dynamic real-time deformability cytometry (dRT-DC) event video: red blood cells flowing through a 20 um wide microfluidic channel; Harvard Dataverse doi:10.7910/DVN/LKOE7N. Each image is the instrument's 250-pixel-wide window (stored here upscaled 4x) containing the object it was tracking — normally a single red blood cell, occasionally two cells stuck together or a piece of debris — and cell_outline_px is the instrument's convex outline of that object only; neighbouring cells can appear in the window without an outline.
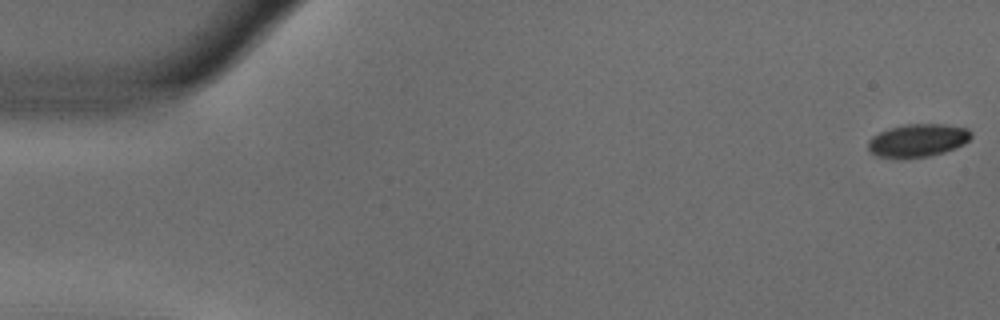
{"species": "common noctule bat (a hibernating species)", "species_latin": "Nyctalus noctula", "temperature_condition": "warm", "stored_images_in_passage": 50, "camera_frame_rate_fps": 3000, "um_per_image_px": 0.085, "animal": {"sex": "male", "body_mass_g": 18.8}, "frame": {"image": 1, "passage_image": 1, "time_ms": 0.0, "image_size_px": [1000, 320], "cell_outline_px": [[972, 136], [964, 144], [944, 152], [928, 156], [896, 160], [876, 156], [868, 148], [868, 140], [872, 136], [888, 128], [904, 124], [944, 124], [968, 128], [972, 132]], "centroid_in_image_um": [77.98, 11.95], "position_along_channel_um": 7.0, "area_um2": 20.17}}
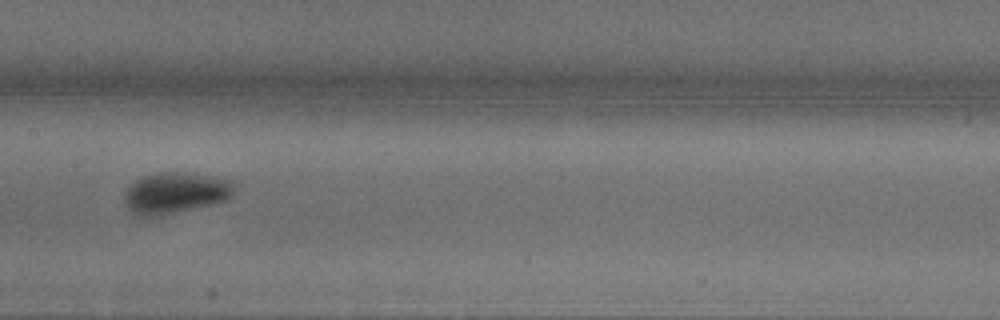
{"frame": {"image": 2, "passage_image": 28, "time_ms": 9.0, "image_size_px": [1000, 320], "cell_outline_px": [[236, 184], [232, 196], [228, 200], [212, 204], [152, 216], [140, 216], [132, 212], [128, 208], [124, 200], [124, 192], [136, 180], [144, 176], [156, 172], [192, 172], [220, 176], [236, 180]], "centroid_in_image_um": [15.0, 16.34], "position_along_channel_um": 192.4, "area_um2": 26.65}}
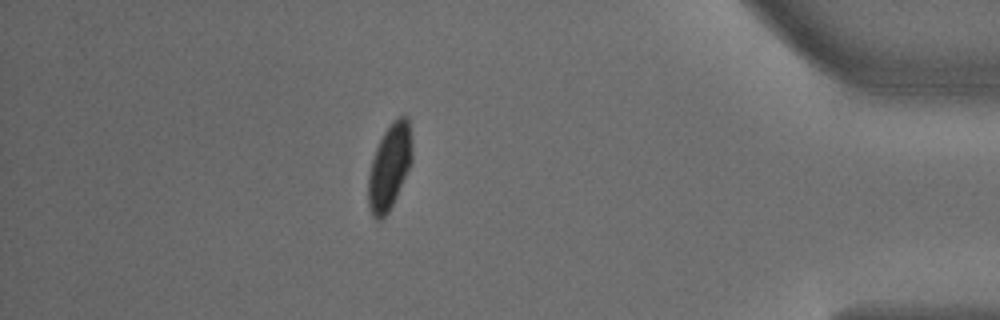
{"frame": {"image": 3, "passage_image": 49, "time_ms": 16.0, "image_size_px": [1000, 320], "cell_outline_px": [[412, 160], [396, 196], [388, 212], [380, 220], [376, 220], [372, 216], [368, 208], [368, 172], [376, 148], [384, 132], [392, 120], [400, 116], [408, 116], [412, 144]], "centroid_in_image_um": [33.09, 14.16], "position_along_channel_um": 402.1, "area_um2": 21.73}}